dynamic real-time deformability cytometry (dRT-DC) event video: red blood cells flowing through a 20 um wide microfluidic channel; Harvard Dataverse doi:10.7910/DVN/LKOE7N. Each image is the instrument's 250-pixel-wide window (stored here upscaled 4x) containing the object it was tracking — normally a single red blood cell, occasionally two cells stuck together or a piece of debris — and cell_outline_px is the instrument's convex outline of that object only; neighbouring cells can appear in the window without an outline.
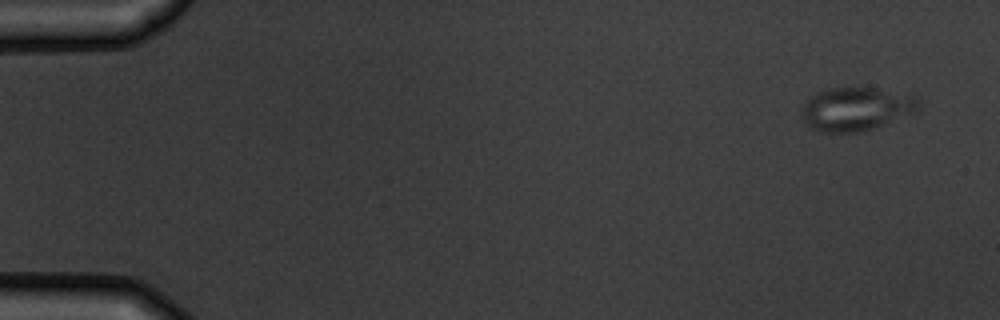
{"species": "common noctule bat (a hibernating species)", "species_latin": "Nyctalus noctula", "temperature_condition": "warm", "stored_images_in_passage": 5, "camera_frame_rate_fps": 3000, "um_per_image_px": 0.085, "animal": {"sex": "male", "body_mass_g": 19.5, "forearm_length_mm": 54.6}, "frame": {"image": 1, "passage_image": 1, "time_ms": 0.0, "image_size_px": [1000, 320], "cell_outline_px": [[920, 108], [912, 112], [872, 128], [860, 132], [820, 132], [808, 128], [804, 120], [804, 104], [812, 96], [828, 88], [876, 88], [916, 96]], "centroid_in_image_um": [72.74, 9.26], "position_along_channel_um": 12.3, "area_um2": 28.84}}